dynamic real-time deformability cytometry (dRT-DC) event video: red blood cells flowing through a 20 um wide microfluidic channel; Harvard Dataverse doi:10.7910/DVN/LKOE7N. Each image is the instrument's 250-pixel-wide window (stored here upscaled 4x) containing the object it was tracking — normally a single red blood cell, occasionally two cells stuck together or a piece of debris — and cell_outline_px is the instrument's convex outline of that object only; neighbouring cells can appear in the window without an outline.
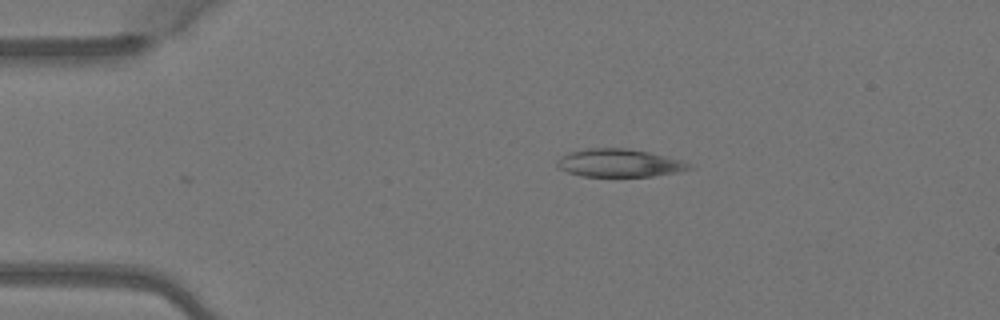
{"species": "Egyptian fruit bat (a non-hibernating species)", "species_latin": "Rousettus aegyptiacus", "temperature_condition": "warm", "stored_images_in_passage": 4, "camera_frame_rate_fps": 3000, "um_per_image_px": 0.085, "animal": {"sex": "female"}, "frame": {"image": 1, "passage_image": 4, "time_ms": 1.0, "image_size_px": [1000, 320], "cell_outline_px": [[692, 168], [676, 172], [652, 176], [584, 176], [568, 172], [560, 168], [556, 164], [556, 160], [560, 156], [568, 152], [588, 148], [628, 148], [648, 152], [680, 160], [688, 164]], "centroid_in_image_um": [52.57, 13.84], "position_along_channel_um": 32.4, "area_um2": 21.21}}